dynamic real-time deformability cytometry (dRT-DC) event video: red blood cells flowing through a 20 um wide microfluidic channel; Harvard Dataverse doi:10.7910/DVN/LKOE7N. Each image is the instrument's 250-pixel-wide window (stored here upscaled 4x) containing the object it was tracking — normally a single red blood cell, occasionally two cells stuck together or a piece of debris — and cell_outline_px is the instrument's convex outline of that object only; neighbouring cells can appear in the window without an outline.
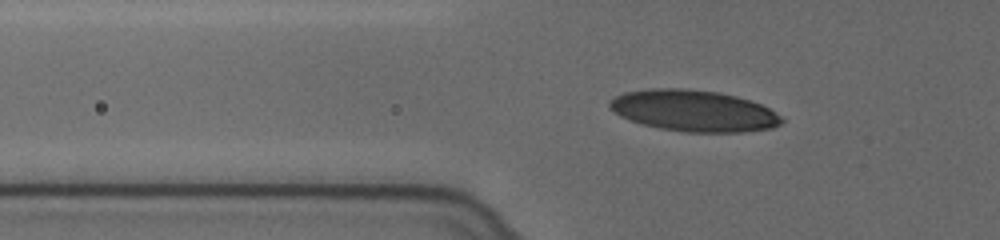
{"species": "human", "species_latin": "Homo sapiens", "temperature_condition": "cold", "stored_images_in_passage": 44, "camera_frame_rate_fps": 3000, "um_per_image_px": 0.085, "donor": {"sex": "female"}, "frame": {"image": 1, "passage_image": 9, "time_ms": 2.667, "image_size_px": [1000, 240], "cell_outline_px": [[784, 120], [780, 124], [772, 128], [740, 132], [688, 132], [660, 128], [644, 124], [620, 116], [608, 108], [608, 104], [616, 96], [624, 92], [652, 88], [684, 88], [716, 92], [736, 96], [760, 104], [776, 112]], "centroid_in_image_um": [58.96, 9.41], "position_along_channel_um": 66.8, "area_um2": 41.15}}
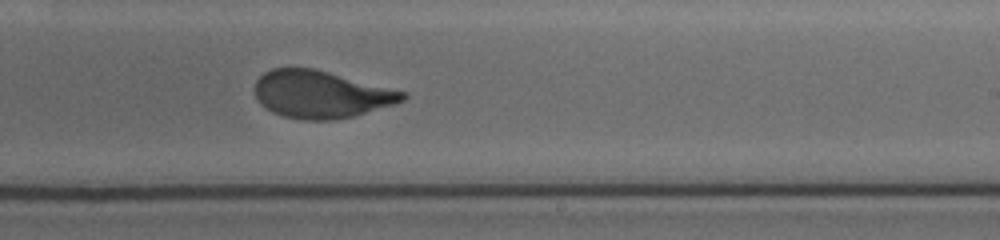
{"frame": {"image": 2, "passage_image": 26, "time_ms": 8.333, "image_size_px": [1000, 240], "cell_outline_px": [[408, 96], [404, 100], [396, 104], [352, 116], [336, 120], [304, 120], [284, 116], [272, 112], [260, 104], [256, 96], [256, 80], [264, 72], [272, 68], [312, 68], [408, 92]], "centroid_in_image_um": [27.3, 8.02], "position_along_channel_um": 261.7, "area_um2": 40.69}}
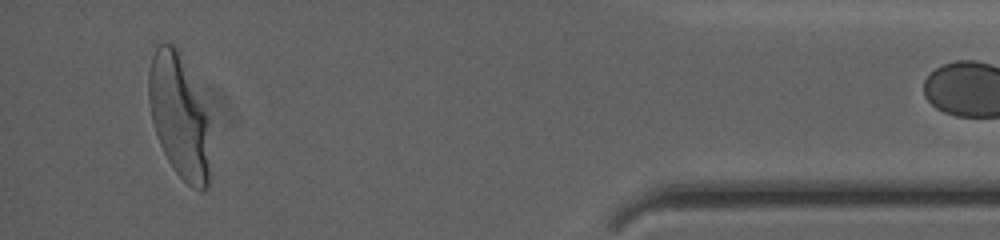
{"frame": {"image": 3, "passage_image": 43, "time_ms": 14.0, "image_size_px": [1000, 240], "cell_outline_px": [[208, 188], [204, 192], [200, 192], [192, 188], [172, 168], [160, 144], [152, 120], [148, 100], [148, 72], [152, 56], [156, 48], [160, 44], [172, 44], [176, 48], [208, 116]], "centroid_in_image_um": [15.2, 9.94], "position_along_channel_um": 420.0, "area_um2": 43.29}}